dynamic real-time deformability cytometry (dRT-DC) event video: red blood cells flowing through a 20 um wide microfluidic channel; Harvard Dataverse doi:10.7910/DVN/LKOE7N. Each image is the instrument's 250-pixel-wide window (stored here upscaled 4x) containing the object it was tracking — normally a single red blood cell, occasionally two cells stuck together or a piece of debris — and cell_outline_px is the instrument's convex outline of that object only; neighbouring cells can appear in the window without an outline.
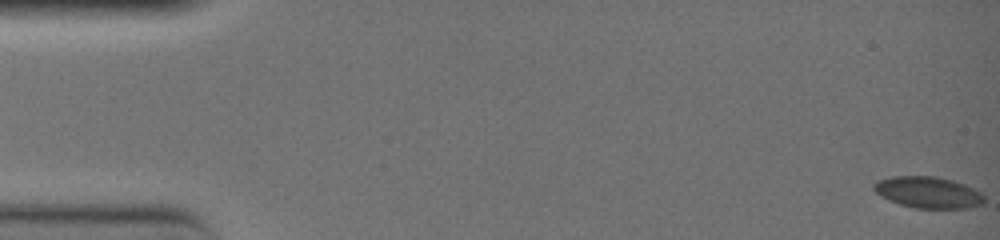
{"species": "common noctule bat (a hibernating species)", "species_latin": "Nyctalus noctula", "temperature_condition": "warm", "stored_images_in_passage": 38, "camera_frame_rate_fps": 3000, "um_per_image_px": 0.085, "animal": {"sex": "female", "body_mass_g": 19.0, "forearm_length_mm": 51.5}, "frame": {"image": 1, "passage_image": 1, "time_ms": 0.0, "image_size_px": [1000, 240], "cell_outline_px": [[984, 204], [968, 208], [912, 208], [888, 200], [880, 196], [872, 188], [872, 184], [876, 180], [892, 176], [936, 176], [952, 180], [964, 184], [980, 192], [984, 196]], "centroid_in_image_um": [78.85, 16.35], "position_along_channel_um": 6.1, "area_um2": 20.4}}
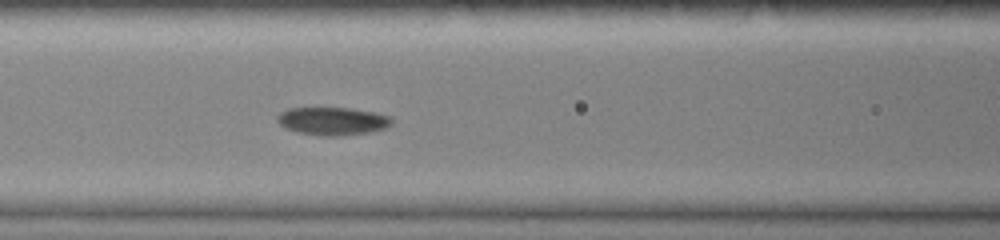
{"frame": {"image": 2, "passage_image": 23, "time_ms": 7.333, "image_size_px": [1000, 240], "cell_outline_px": [[392, 124], [388, 128], [368, 132], [336, 136], [320, 136], [296, 132], [280, 124], [276, 120], [276, 116], [280, 112], [288, 108], [352, 108], [376, 112], [392, 116]], "centroid_in_image_um": [28.3, 10.29], "position_along_channel_um": 138.3, "area_um2": 18.84}}
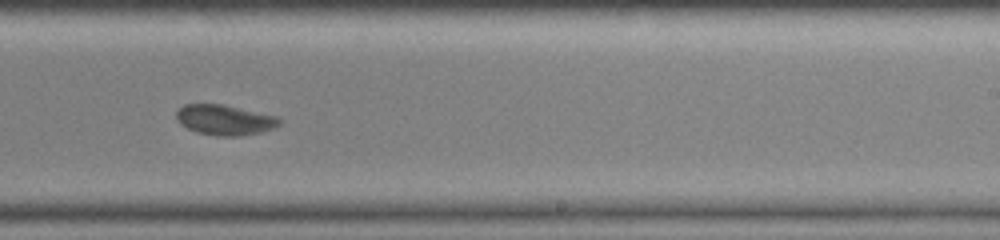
{"frame": {"image": 3, "passage_image": 33, "time_ms": 10.667, "image_size_px": [1000, 240], "cell_outline_px": [[284, 120], [276, 128], [260, 132], [236, 136], [216, 136], [196, 132], [180, 124], [176, 120], [176, 112], [184, 104], [224, 104], [276, 116]], "centroid_in_image_um": [19.11, 10.19], "position_along_channel_um": 269.9, "area_um2": 18.32}}